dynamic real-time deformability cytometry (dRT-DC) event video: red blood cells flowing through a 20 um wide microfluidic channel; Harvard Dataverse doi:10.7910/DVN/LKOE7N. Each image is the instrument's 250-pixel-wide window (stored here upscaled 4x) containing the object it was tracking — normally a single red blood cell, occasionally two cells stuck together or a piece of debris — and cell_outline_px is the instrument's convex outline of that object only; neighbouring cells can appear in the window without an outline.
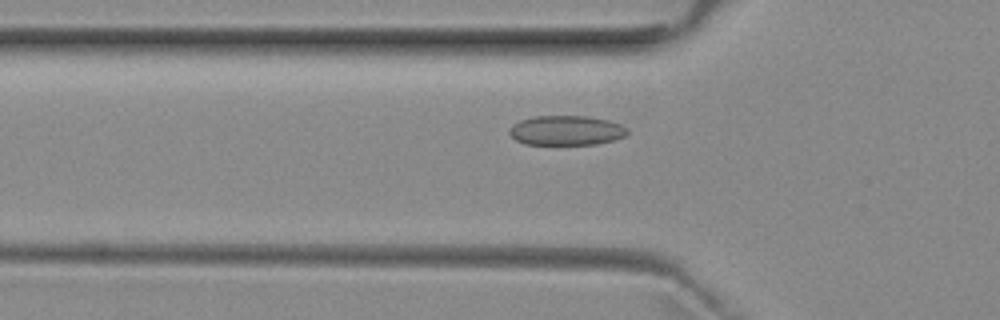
{"species": "common noctule bat (a hibernating species)", "species_latin": "Nyctalus noctula", "temperature_condition": "room temperature", "stored_images_in_passage": 36, "camera_frame_rate_fps": 3000, "um_per_image_px": 0.085, "animal": {"sex": "female", "body_mass_g": 29.2, "forearm_length_mm": 56.3}, "frame": {"image": 1, "passage_image": 7, "time_ms": 2.0, "image_size_px": [1000, 320], "cell_outline_px": [[628, 132], [624, 136], [616, 140], [596, 144], [524, 144], [516, 140], [508, 132], [508, 128], [512, 124], [520, 120], [532, 116], [588, 116], [608, 120], [620, 124], [628, 128]], "centroid_in_image_um": [48.12, 11.08], "position_along_channel_um": 77.7, "area_um2": 20.58}}
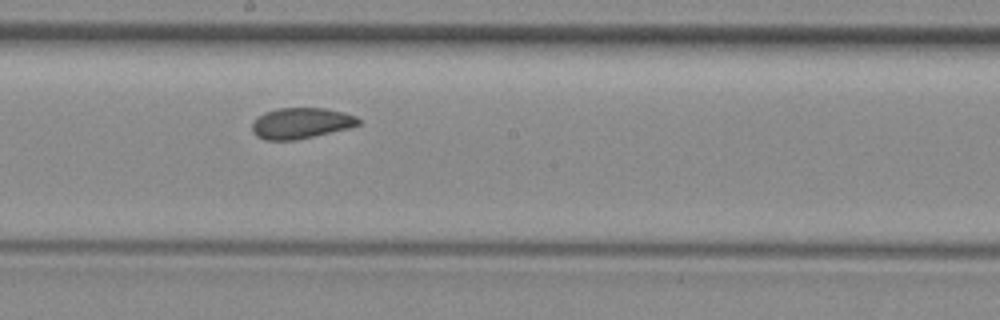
{"frame": {"image": 2, "passage_image": 18, "time_ms": 5.667, "image_size_px": [1000, 320], "cell_outline_px": [[360, 124], [348, 128], [296, 140], [264, 140], [256, 136], [252, 132], [252, 124], [264, 112], [276, 108], [324, 108], [344, 112], [356, 116], [360, 120]], "centroid_in_image_um": [25.57, 10.47], "position_along_channel_um": 222.6, "area_um2": 19.07}}
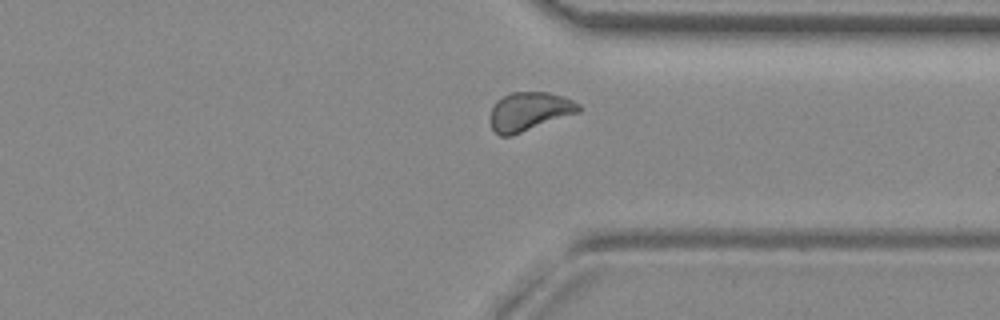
{"frame": {"image": 3, "passage_image": 29, "time_ms": 9.333, "image_size_px": [1000, 320], "cell_outline_px": [[584, 108], [580, 112], [512, 136], [500, 136], [492, 128], [488, 120], [488, 116], [496, 100], [512, 92], [548, 92], [564, 96], [580, 104]], "centroid_in_image_um": [44.99, 9.48], "position_along_channel_um": 366.4, "area_um2": 20.35}, "authors_computed_cell_mechanics": {"area_um2": 19.5942, "velocity_mm_per_s": 3.9467, "shape_relaxation_time_tau1_ms": 5.483, "shape_relaxation_time_tau2_ms": 2.2405, "deformation_change_tau1": 0.0858, "deformation_change_tau2": 0.0587}}